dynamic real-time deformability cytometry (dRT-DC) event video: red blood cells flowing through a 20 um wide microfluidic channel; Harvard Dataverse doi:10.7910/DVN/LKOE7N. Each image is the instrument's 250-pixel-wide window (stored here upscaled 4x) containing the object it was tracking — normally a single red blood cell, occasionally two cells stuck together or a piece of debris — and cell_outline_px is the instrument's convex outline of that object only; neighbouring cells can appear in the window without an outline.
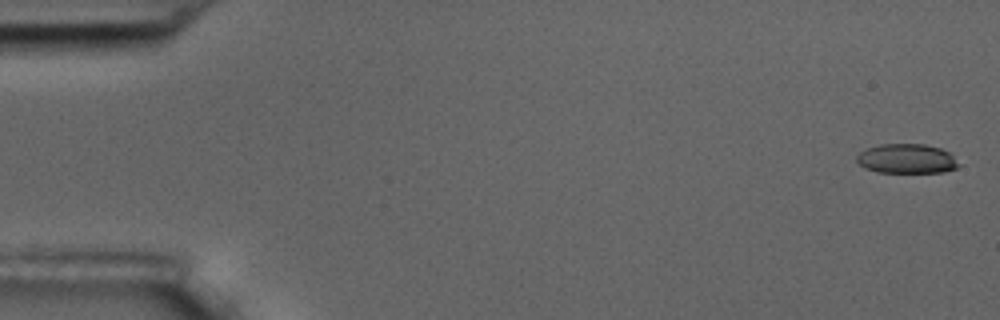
{"species": "common noctule bat (a hibernating species)", "species_latin": "Nyctalus noctula", "temperature_condition": "room temperature", "stored_images_in_passage": 7, "camera_frame_rate_fps": 3000, "um_per_image_px": 0.085, "animal": {"sex": "male", "body_mass_g": 17.5, "forearm_length_mm": 52.3}, "frame": {"image": 1, "passage_image": 1, "time_ms": 0.0, "image_size_px": [1000, 320], "cell_outline_px": [[960, 164], [956, 168], [944, 172], [876, 172], [864, 168], [856, 160], [856, 156], [860, 152], [868, 148], [880, 144], [924, 144], [940, 148], [948, 152]], "centroid_in_image_um": [77.05, 13.49], "position_along_channel_um": 7.9, "area_um2": 17.46}}
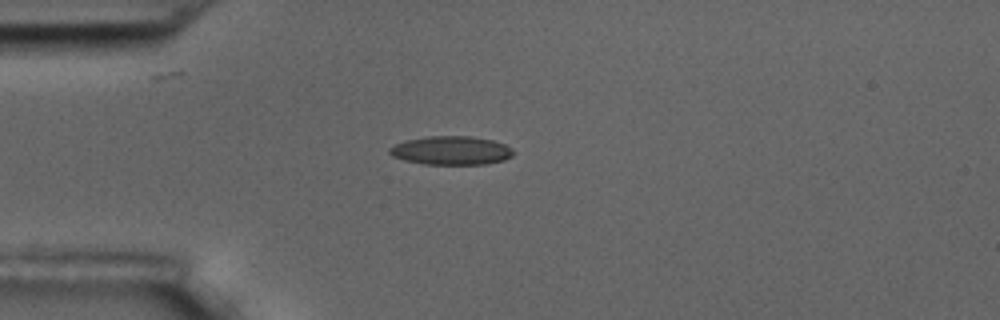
{"frame": {"image": 2, "passage_image": 5, "time_ms": 4.667, "image_size_px": [1000, 320], "cell_outline_px": [[516, 152], [512, 156], [504, 160], [484, 164], [424, 164], [404, 160], [392, 156], [388, 152], [388, 148], [404, 140], [428, 136], [472, 136], [492, 140], [504, 144], [512, 148]], "centroid_in_image_um": [38.35, 12.79], "position_along_channel_um": 46.6, "area_um2": 20.81}}
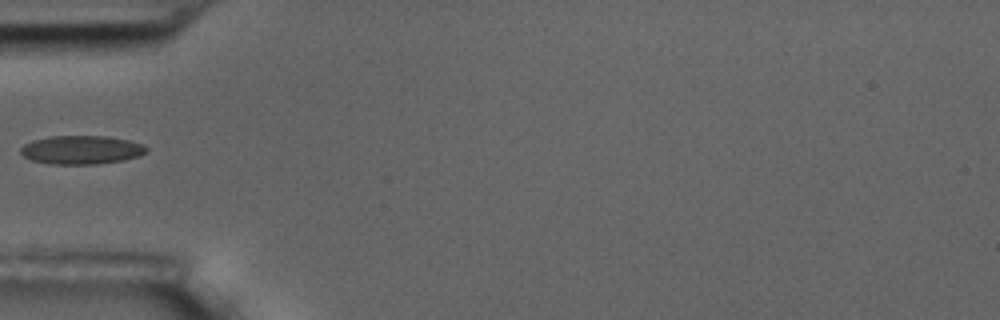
{"frame": {"image": 3, "passage_image": 6, "time_ms": 6.0, "image_size_px": [1000, 320], "cell_outline_px": [[148, 152], [140, 156], [124, 160], [96, 164], [48, 164], [32, 160], [24, 156], [20, 152], [20, 148], [24, 144], [32, 140], [48, 136], [108, 136], [128, 140], [144, 144], [148, 148]], "centroid_in_image_um": [6.94, 12.73], "position_along_channel_um": 78.1, "area_um2": 21.21}}